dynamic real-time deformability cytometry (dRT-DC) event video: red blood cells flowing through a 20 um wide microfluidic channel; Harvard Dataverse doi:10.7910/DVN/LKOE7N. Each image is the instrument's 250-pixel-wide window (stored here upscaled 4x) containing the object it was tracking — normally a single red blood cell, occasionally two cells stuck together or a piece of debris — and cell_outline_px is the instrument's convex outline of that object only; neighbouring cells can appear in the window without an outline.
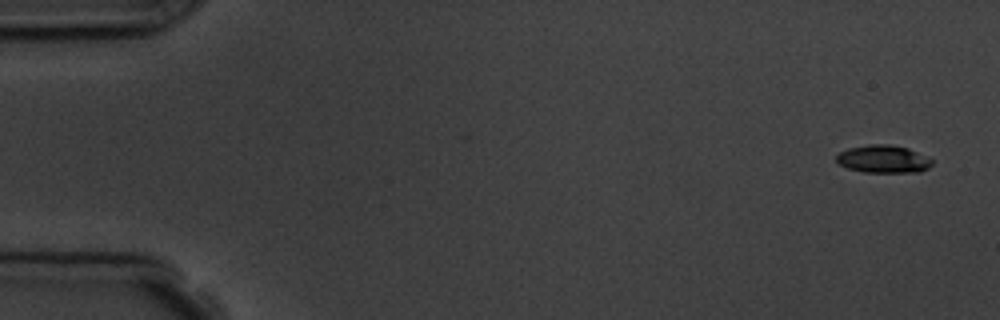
{"species": "common noctule bat (a hibernating species)", "species_latin": "Nyctalus noctula", "temperature_condition": "room temperature", "stored_images_in_passage": 3, "camera_frame_rate_fps": 3000, "um_per_image_px": 0.085, "animal": {"sex": "male", "body_mass_g": 19.5, "forearm_length_mm": 54.6}, "frame": {"image": 1, "passage_image": 1, "time_ms": 0.0, "image_size_px": [1000, 320], "cell_outline_px": [[932, 164], [928, 168], [920, 172], [864, 172], [848, 168], [840, 164], [836, 160], [836, 156], [840, 152], [848, 148], [868, 144], [888, 144], [908, 148], [932, 160]], "centroid_in_image_um": [75.06, 13.52], "position_along_channel_um": 9.9, "area_um2": 15.32}}